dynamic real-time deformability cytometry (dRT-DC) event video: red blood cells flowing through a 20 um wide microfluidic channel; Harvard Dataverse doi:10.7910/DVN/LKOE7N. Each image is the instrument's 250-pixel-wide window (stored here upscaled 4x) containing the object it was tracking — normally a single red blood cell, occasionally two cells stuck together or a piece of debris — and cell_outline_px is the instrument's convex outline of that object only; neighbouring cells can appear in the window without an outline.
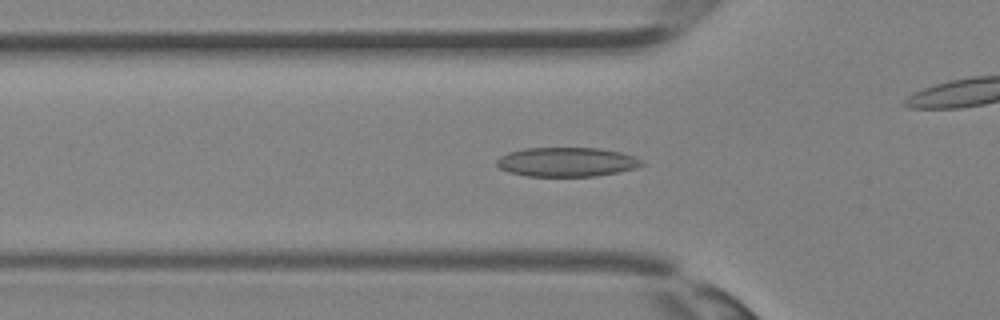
{"species": "Egyptian fruit bat (a non-hibernating species)", "species_latin": "Rousettus aegyptiacus", "temperature_condition": "room temperature", "stored_images_in_passage": 26, "camera_frame_rate_fps": 3000, "um_per_image_px": 0.085, "animal": {"sex": "female"}, "frame": {"image": 1, "passage_image": 6, "time_ms": 1.667, "image_size_px": [1000, 320], "cell_outline_px": [[644, 164], [636, 168], [596, 176], [528, 176], [508, 172], [500, 168], [496, 164], [496, 160], [500, 156], [508, 152], [524, 148], [600, 148], [620, 152], [644, 160]], "centroid_in_image_um": [48.15, 13.76], "position_along_channel_um": 77.6, "area_um2": 24.74}}
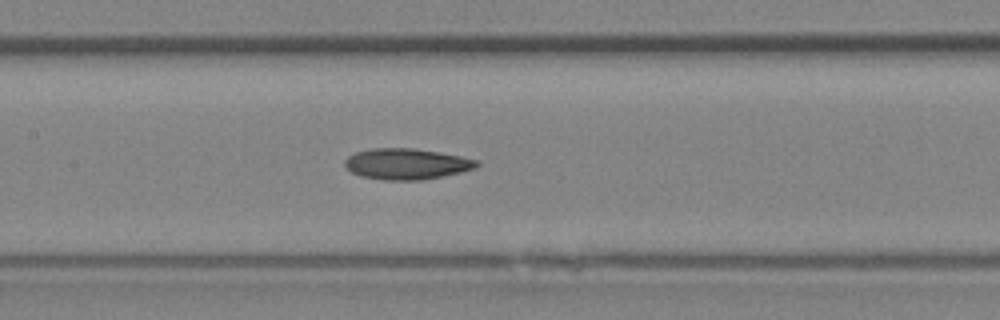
{"frame": {"image": 2, "passage_image": 11, "time_ms": 3.333, "image_size_px": [1000, 320], "cell_outline_px": [[480, 164], [476, 168], [460, 172], [420, 180], [384, 180], [360, 176], [352, 172], [344, 164], [344, 160], [348, 156], [356, 152], [372, 148], [412, 148], [440, 152], [480, 160]], "centroid_in_image_um": [34.57, 13.93], "position_along_channel_um": 172.8, "area_um2": 23.76}}
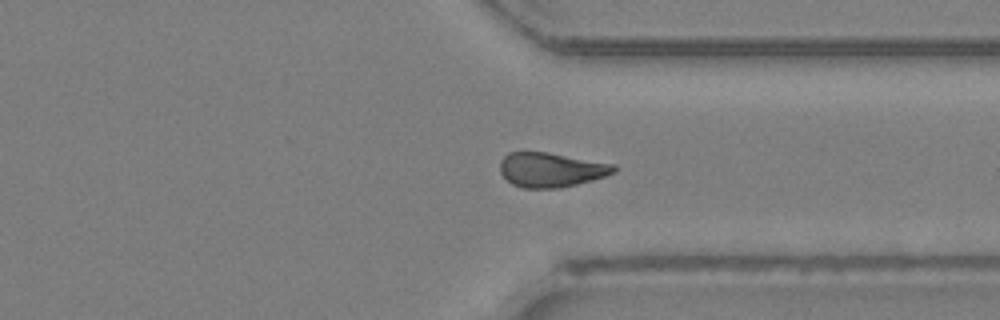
{"frame": {"image": 3, "passage_image": 21, "time_ms": 6.667, "image_size_px": [1000, 320], "cell_outline_px": [[616, 172], [592, 180], [560, 188], [524, 188], [512, 184], [500, 172], [500, 160], [508, 152], [524, 148], [548, 152], [616, 164]], "centroid_in_image_um": [46.79, 14.38], "position_along_channel_um": 364.6, "area_um2": 23.52}}